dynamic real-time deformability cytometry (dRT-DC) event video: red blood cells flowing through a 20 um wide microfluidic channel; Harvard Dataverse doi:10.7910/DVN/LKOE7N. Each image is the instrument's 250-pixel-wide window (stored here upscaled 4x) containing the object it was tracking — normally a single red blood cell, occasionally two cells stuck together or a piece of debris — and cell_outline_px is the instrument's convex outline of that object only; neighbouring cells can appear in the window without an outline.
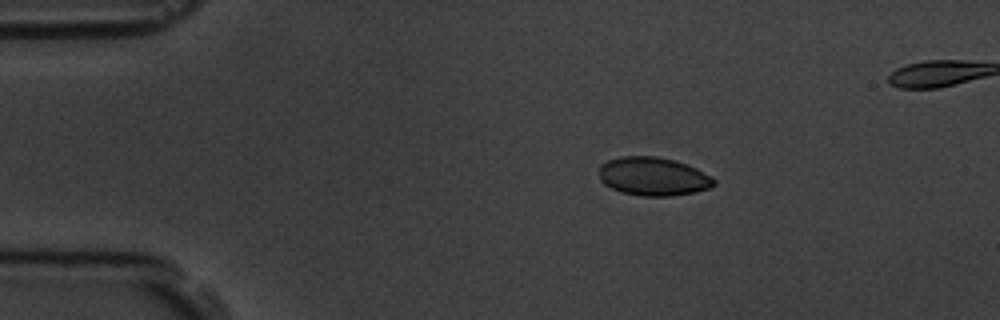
{"species": "common noctule bat (a hibernating species)", "species_latin": "Nyctalus noctula", "temperature_condition": "room temperature", "stored_images_in_passage": 4, "camera_frame_rate_fps": 3000, "um_per_image_px": 0.085, "animal": {"sex": "male", "body_mass_g": 19.5, "forearm_length_mm": 54.6}, "frame": {"image": 1, "passage_image": 1, "time_ms": 0.0, "image_size_px": [1000, 320], "cell_outline_px": [[716, 184], [712, 188], [696, 192], [672, 196], [644, 196], [620, 192], [604, 184], [600, 180], [600, 164], [608, 160], [620, 156], [656, 156], [672, 160], [696, 168], [712, 176], [716, 180]], "centroid_in_image_um": [55.54, 15.01], "position_along_channel_um": 29.5, "area_um2": 25.89}}
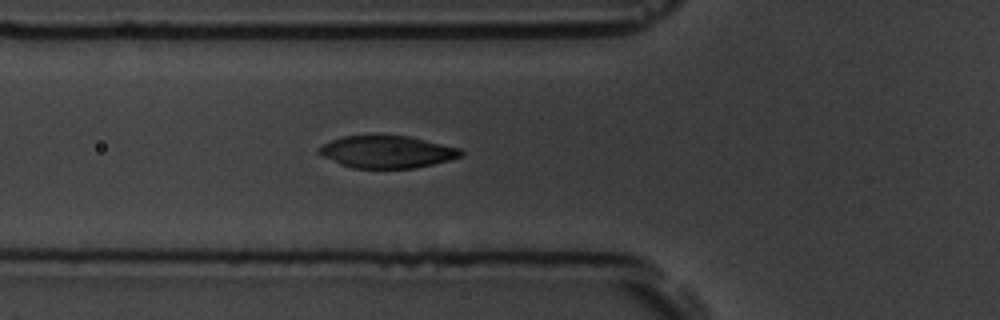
{"frame": {"image": 2, "passage_image": 4, "time_ms": 3.333, "image_size_px": [1000, 320], "cell_outline_px": [[464, 156], [416, 168], [352, 168], [340, 164], [316, 152], [324, 144], [332, 140], [344, 136], [408, 136], [460, 148], [464, 152]], "centroid_in_image_um": [32.93, 12.92], "position_along_channel_um": 92.9, "area_um2": 26.36}}